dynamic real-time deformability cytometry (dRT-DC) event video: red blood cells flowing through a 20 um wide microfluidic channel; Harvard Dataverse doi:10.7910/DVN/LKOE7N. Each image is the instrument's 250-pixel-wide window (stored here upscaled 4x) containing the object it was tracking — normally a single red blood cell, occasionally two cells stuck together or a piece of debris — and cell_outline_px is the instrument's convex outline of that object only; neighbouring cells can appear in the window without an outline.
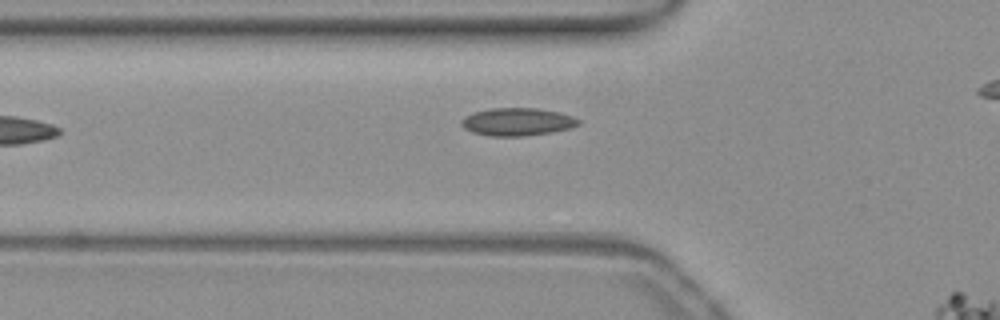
{"species": "common noctule bat (a hibernating species)", "species_latin": "Nyctalus noctula", "temperature_condition": "warm", "stored_images_in_passage": 22, "camera_frame_rate_fps": 3000, "um_per_image_px": 0.085, "animal": {"sex": "female", "body_mass_g": 19.3, "forearm_length_mm": 54.1}, "frame": {"image": 1, "passage_image": 2, "time_ms": 0.333, "image_size_px": [1000, 320], "cell_outline_px": [[580, 124], [572, 128], [552, 132], [524, 136], [488, 136], [472, 132], [464, 128], [460, 124], [460, 120], [464, 116], [472, 112], [492, 108], [536, 108], [560, 112], [572, 116], [580, 120]], "centroid_in_image_um": [43.96, 10.35], "position_along_channel_um": 81.8, "area_um2": 19.19}}
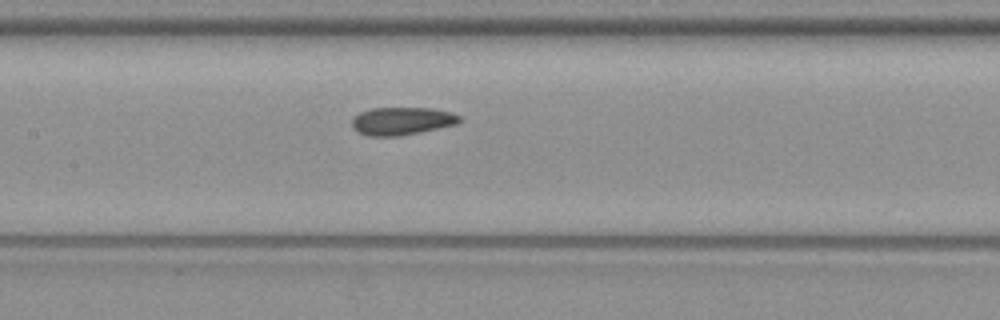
{"frame": {"image": 2, "passage_image": 9, "time_ms": 2.667, "image_size_px": [1000, 320], "cell_outline_px": [[464, 120], [456, 124], [420, 132], [396, 136], [368, 136], [356, 132], [352, 128], [352, 116], [360, 112], [372, 108], [432, 108], [452, 112], [460, 116]], "centroid_in_image_um": [34.14, 10.28], "position_along_channel_um": 173.3, "area_um2": 17.63}}
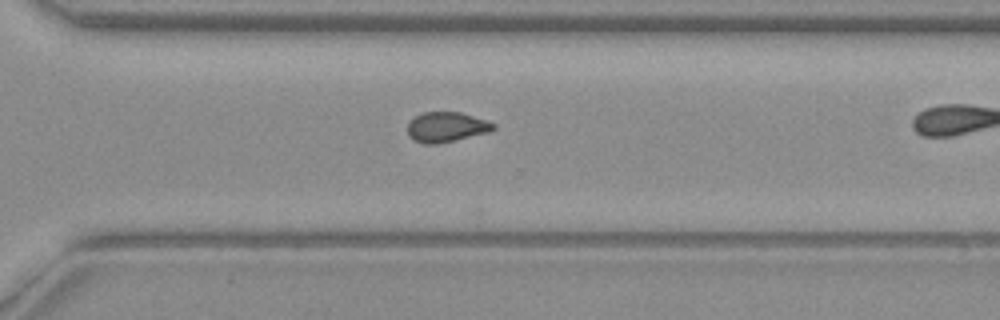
{"frame": {"image": 3, "passage_image": 18, "time_ms": 5.667, "image_size_px": [1000, 320], "cell_outline_px": [[496, 128], [488, 132], [440, 144], [424, 144], [412, 140], [408, 132], [408, 124], [420, 112], [460, 112], [496, 124]], "centroid_in_image_um": [37.92, 10.81], "position_along_channel_um": 332.7, "area_um2": 14.97}}